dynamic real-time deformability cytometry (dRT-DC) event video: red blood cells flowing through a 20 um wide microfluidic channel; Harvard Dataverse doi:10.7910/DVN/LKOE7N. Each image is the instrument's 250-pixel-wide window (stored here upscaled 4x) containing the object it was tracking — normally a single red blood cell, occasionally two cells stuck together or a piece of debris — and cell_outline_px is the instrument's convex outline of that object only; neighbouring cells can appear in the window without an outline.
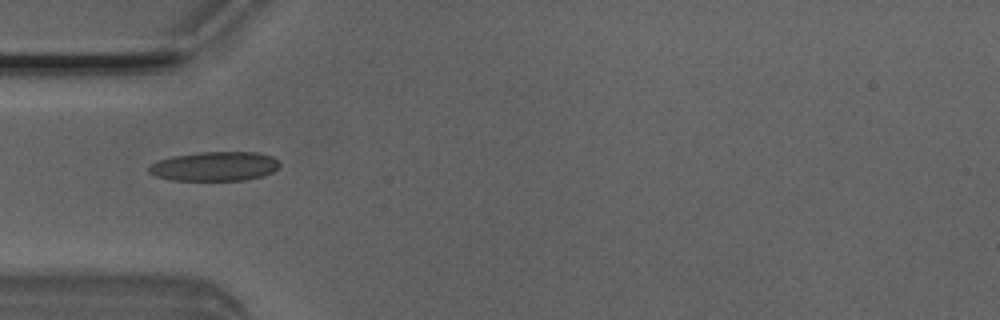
{"species": "Egyptian fruit bat (a non-hibernating species)", "species_latin": "Rousettus aegyptiacus", "temperature_condition": "room temperature", "stored_images_in_passage": 3, "camera_frame_rate_fps": 3000, "um_per_image_px": 0.085, "animal": {"sex": "male"}, "frame": {"image": 1, "passage_image": 1, "time_ms": 0.0, "image_size_px": [1000, 320], "cell_outline_px": [[280, 164], [272, 172], [264, 176], [244, 180], [172, 180], [156, 176], [148, 172], [148, 168], [156, 160], [172, 156], [200, 152], [256, 152], [272, 156]], "centroid_in_image_um": [18.23, 14.13], "position_along_channel_um": 66.8, "area_um2": 22.31}}
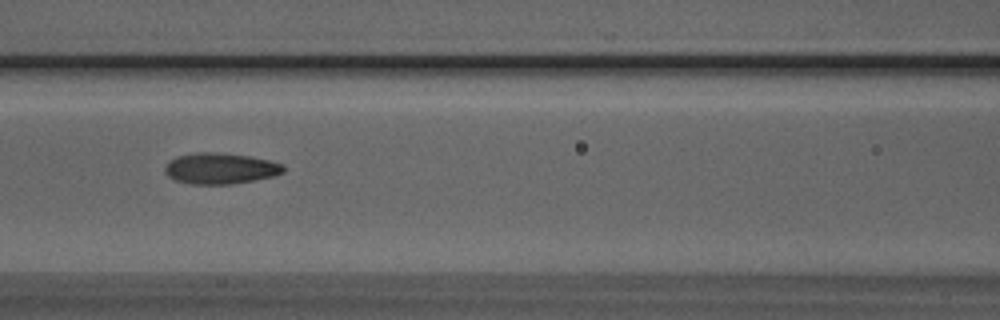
{"frame": {"image": 2, "passage_image": 3, "time_ms": 0.667, "image_size_px": [1000, 320], "cell_outline_px": [[284, 172], [276, 176], [232, 184], [192, 184], [176, 180], [168, 176], [164, 172], [164, 168], [168, 160], [176, 156], [196, 152], [216, 152], [252, 156], [284, 164]], "centroid_in_image_um": [18.73, 14.31], "position_along_channel_um": 147.9, "area_um2": 21.68}}